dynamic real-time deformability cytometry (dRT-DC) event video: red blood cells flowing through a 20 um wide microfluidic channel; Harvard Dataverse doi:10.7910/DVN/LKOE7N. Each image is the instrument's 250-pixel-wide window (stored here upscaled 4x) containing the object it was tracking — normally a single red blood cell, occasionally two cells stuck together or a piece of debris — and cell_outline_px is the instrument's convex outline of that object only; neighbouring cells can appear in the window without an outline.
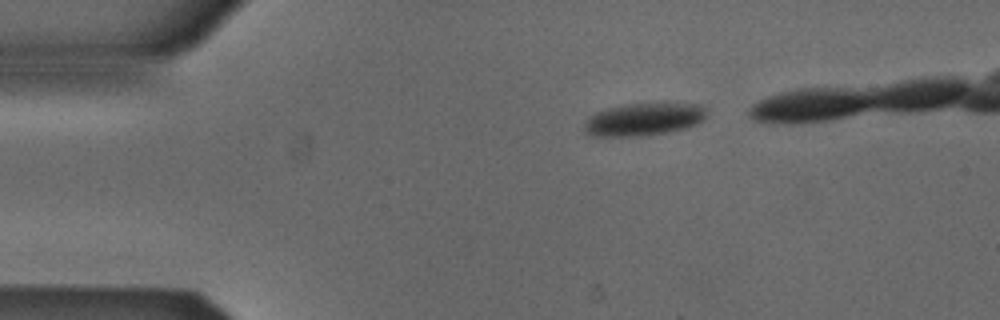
{"species": "Egyptian fruit bat (a non-hibernating species)", "species_latin": "Rousettus aegyptiacus", "temperature_condition": "cold", "stored_images_in_passage": 5, "camera_frame_rate_fps": 3000, "um_per_image_px": 0.085, "animal": {"sex": "male"}, "frame": {"image": 1, "passage_image": 1, "time_ms": 0.0, "image_size_px": [1000, 320], "cell_outline_px": [[708, 116], [704, 120], [696, 124], [684, 128], [668, 132], [640, 136], [592, 136], [584, 132], [584, 124], [588, 116], [596, 112], [608, 108], [624, 104], [700, 104], [708, 112]], "centroid_in_image_um": [54.7, 10.15], "position_along_channel_um": 30.3, "area_um2": 23.24}}
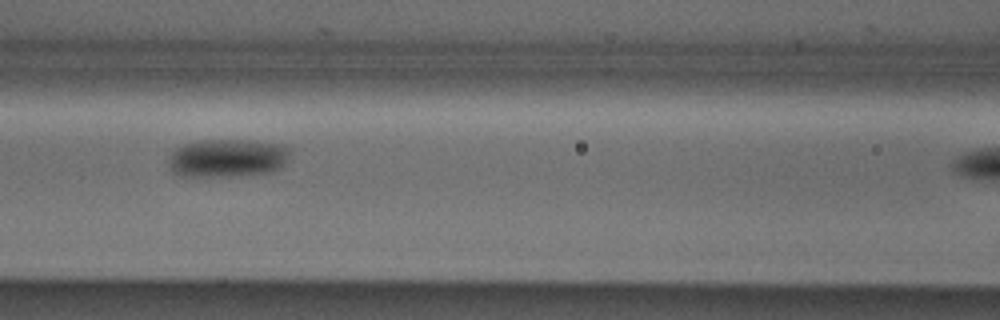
{"frame": {"image": 2, "passage_image": 4, "time_ms": 1.0, "image_size_px": [1000, 320], "cell_outline_px": [[292, 148], [284, 164], [272, 172], [224, 176], [180, 176], [172, 172], [168, 164], [168, 160], [172, 152], [176, 148], [184, 144], [204, 140], [252, 140], [284, 144]], "centroid_in_image_um": [19.34, 13.42], "position_along_channel_um": 147.3, "area_um2": 27.17}}